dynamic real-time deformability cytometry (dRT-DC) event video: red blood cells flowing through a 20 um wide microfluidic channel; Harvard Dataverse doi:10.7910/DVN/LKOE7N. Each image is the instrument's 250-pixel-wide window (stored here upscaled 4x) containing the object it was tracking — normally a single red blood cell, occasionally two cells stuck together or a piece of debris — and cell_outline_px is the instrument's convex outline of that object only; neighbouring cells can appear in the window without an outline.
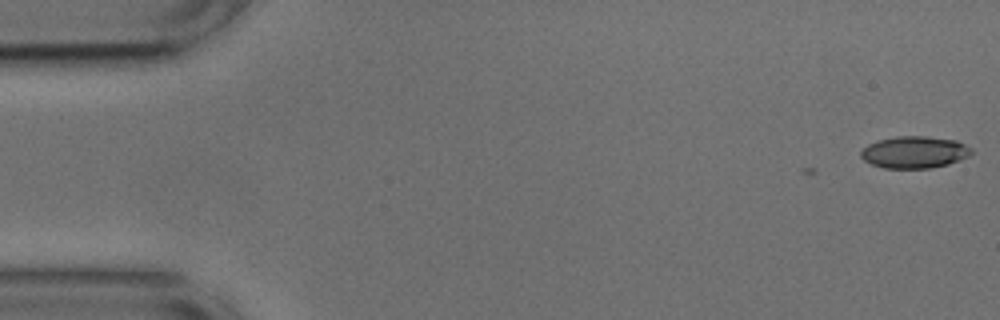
{"species": "common noctule bat (a hibernating species)", "species_latin": "Nyctalus noctula", "temperature_condition": "cold", "stored_images_in_passage": 9, "camera_frame_rate_fps": 3000, "um_per_image_px": 0.085, "animal": {"sex": "male", "body_mass_g": 17.9, "forearm_length_mm": 54.2}, "frame": {"image": 1, "passage_image": 1, "time_ms": 0.0, "image_size_px": [1000, 320], "cell_outline_px": [[972, 152], [968, 156], [948, 164], [932, 168], [884, 168], [872, 164], [864, 160], [860, 156], [860, 152], [868, 144], [876, 140], [896, 136], [924, 136], [956, 140], [972, 148]], "centroid_in_image_um": [77.71, 12.93], "position_along_channel_um": 7.3, "area_um2": 20.58}}